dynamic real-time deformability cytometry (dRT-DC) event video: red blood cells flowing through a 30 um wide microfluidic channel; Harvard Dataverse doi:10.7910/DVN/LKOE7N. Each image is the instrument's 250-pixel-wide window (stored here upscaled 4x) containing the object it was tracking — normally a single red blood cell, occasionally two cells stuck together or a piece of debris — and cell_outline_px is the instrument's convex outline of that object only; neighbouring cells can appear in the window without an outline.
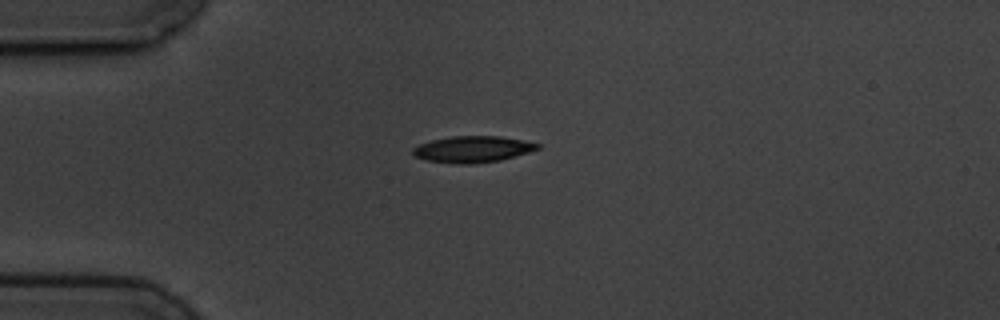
{"species": "common noctule bat (a hibernating species)", "species_latin": "Nyctalus noctula", "temperature_condition": "cold", "stored_images_in_passage": 4, "camera_frame_rate_fps": 3000, "um_per_image_px": 0.085, "animal": {"sex": "male", "body_mass_g": 19.5, "forearm_length_mm": 54.6}, "frame": {"image": 1, "passage_image": 1, "time_ms": 0.0, "image_size_px": [1000, 320], "cell_outline_px": [[540, 148], [528, 152], [500, 160], [468, 164], [456, 164], [428, 160], [416, 156], [412, 152], [412, 148], [420, 144], [432, 140], [452, 136], [500, 136], [524, 140], [540, 144]], "centroid_in_image_um": [40.18, 12.67], "position_along_channel_um": 44.8, "area_um2": 18.96}}
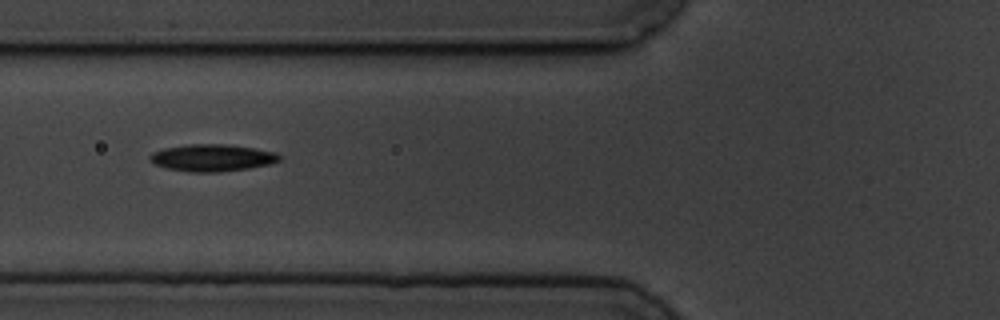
{"frame": {"image": 2, "passage_image": 3, "time_ms": 2.333, "image_size_px": [1000, 320], "cell_outline_px": [[280, 160], [272, 164], [248, 168], [220, 172], [188, 172], [164, 168], [152, 164], [148, 156], [152, 152], [164, 148], [188, 144], [228, 144], [276, 152], [280, 156]], "centroid_in_image_um": [17.99, 13.42], "position_along_channel_um": 107.8, "area_um2": 20.63}}
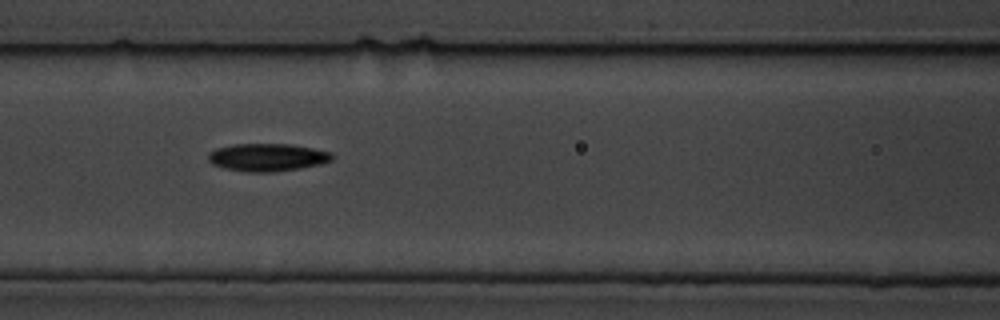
{"frame": {"image": 3, "passage_image": 4, "time_ms": 3.333, "image_size_px": [1000, 320], "cell_outline_px": [[332, 160], [320, 164], [300, 168], [272, 172], [244, 172], [224, 168], [212, 164], [208, 160], [208, 152], [216, 148], [232, 144], [288, 144], [312, 148], [332, 152]], "centroid_in_image_um": [22.68, 13.37], "position_along_channel_um": 143.9, "area_um2": 20.06}}